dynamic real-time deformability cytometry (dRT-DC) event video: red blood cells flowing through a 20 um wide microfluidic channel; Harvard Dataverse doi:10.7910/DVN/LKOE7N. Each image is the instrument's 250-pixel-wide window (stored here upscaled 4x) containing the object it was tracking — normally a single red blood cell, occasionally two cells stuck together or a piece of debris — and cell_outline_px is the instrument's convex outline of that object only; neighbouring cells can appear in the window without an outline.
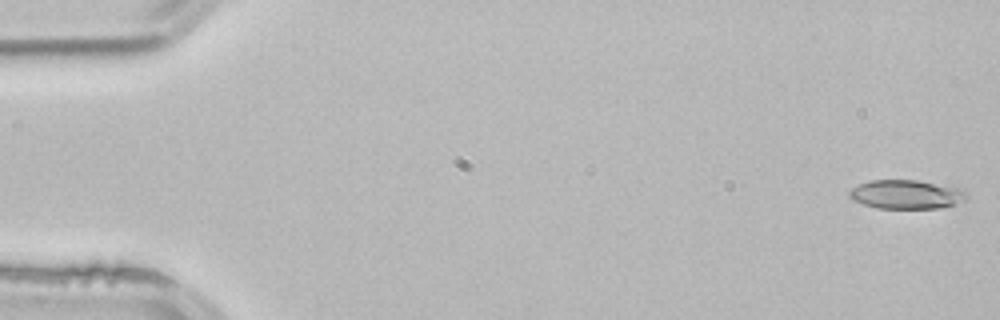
{"species": "common noctule bat (a hibernating species)", "species_latin": "Nyctalus noctula", "temperature_condition": "room temperature", "stored_images_in_passage": 10, "camera_frame_rate_fps": 3000, "um_per_image_px": 0.085, "animal": {"sex": "male", "body_mass_g": 21.5, "forearm_length_mm": 52.0}, "frame": {"image": 1, "passage_image": 1, "time_ms": 0.0, "image_size_px": [1000, 320], "cell_outline_px": [[968, 196], [964, 200], [940, 208], [876, 208], [852, 200], [848, 196], [848, 192], [852, 188], [868, 180], [916, 180], [964, 188], [968, 192]], "centroid_in_image_um": [77.04, 16.51], "position_along_channel_um": 8.0, "area_um2": 19.88}}